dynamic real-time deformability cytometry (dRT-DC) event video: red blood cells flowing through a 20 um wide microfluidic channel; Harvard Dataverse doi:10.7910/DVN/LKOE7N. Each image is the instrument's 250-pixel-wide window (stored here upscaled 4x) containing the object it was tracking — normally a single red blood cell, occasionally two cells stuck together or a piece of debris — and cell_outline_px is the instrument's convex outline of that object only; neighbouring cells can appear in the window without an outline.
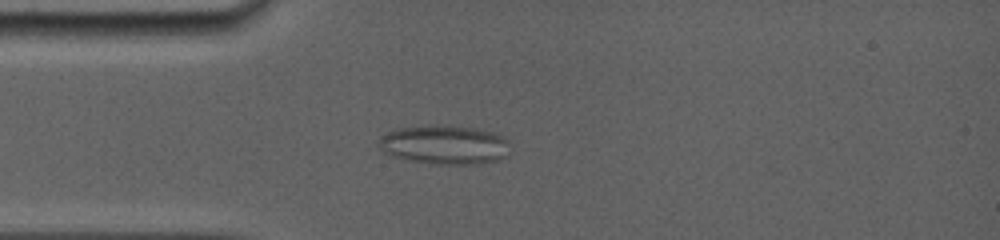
{"species": "common noctule bat (a hibernating species)", "species_latin": "Nyctalus noctula", "temperature_condition": "room temperature", "stored_images_in_passage": 13, "camera_frame_rate_fps": 5000, "um_per_image_px": 0.085, "animal": {"sex": "female", "body_mass_g": 19.0, "forearm_length_mm": 56.7}, "frame": {"image": 1, "passage_image": 2, "time_ms": 0.6, "image_size_px": [1000, 240], "cell_outline_px": [[508, 156], [500, 160], [476, 164], [432, 164], [408, 160], [392, 156], [384, 152], [376, 144], [380, 136], [388, 132], [400, 128], [476, 128], [492, 132], [504, 136], [508, 140]], "centroid_in_image_um": [37.81, 12.36], "position_along_channel_um": 47.2, "area_um2": 29.19}}
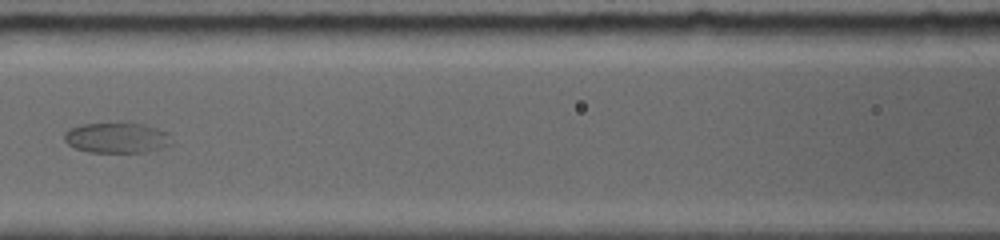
{"frame": {"image": 2, "passage_image": 7, "time_ms": 3.8, "image_size_px": [1000, 240], "cell_outline_px": [[172, 144], [160, 148], [144, 152], [88, 152], [76, 148], [68, 144], [64, 140], [64, 132], [68, 128], [80, 124], [144, 124], [168, 132]], "centroid_in_image_um": [9.9, 11.72], "position_along_channel_um": 156.7, "area_um2": 18.84}}
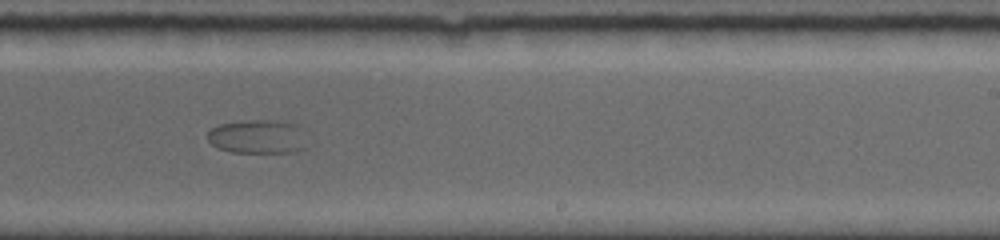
{"frame": {"image": 3, "passage_image": 12, "time_ms": 6.8, "image_size_px": [1000, 240], "cell_outline_px": [[304, 148], [292, 152], [232, 152], [216, 148], [208, 140], [208, 132], [212, 128], [220, 124], [244, 120], [276, 120], [296, 124]], "centroid_in_image_um": [21.79, 11.61], "position_along_channel_um": 267.2, "area_um2": 19.13}}